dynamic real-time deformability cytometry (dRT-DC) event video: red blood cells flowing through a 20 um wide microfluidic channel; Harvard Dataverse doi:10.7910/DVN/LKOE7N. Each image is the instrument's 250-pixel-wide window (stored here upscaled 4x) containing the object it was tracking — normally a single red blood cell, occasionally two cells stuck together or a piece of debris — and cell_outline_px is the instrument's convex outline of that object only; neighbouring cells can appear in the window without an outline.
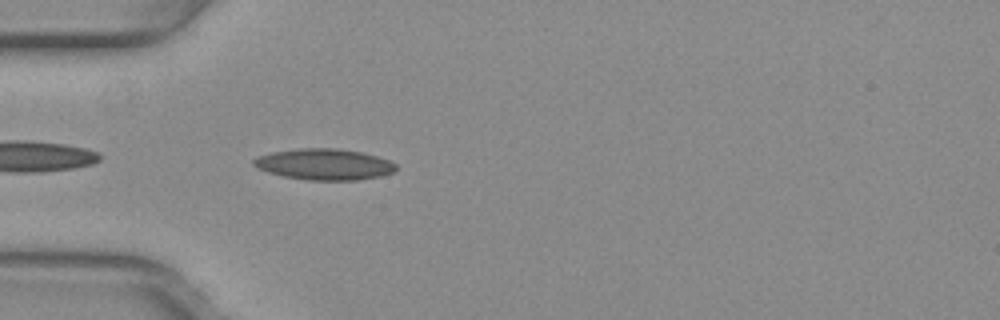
{"species": "common noctule bat (a hibernating species)", "species_latin": "Nyctalus noctula", "temperature_condition": "warm", "stored_images_in_passage": 37, "camera_frame_rate_fps": 3000, "um_per_image_px": 0.085, "animal": {"sex": "female", "body_mass_g": 29.2, "forearm_length_mm": 56.3}, "frame": {"image": 1, "passage_image": 2, "time_ms": 0.333, "image_size_px": [1000, 320], "cell_outline_px": [[396, 172], [380, 176], [356, 180], [308, 180], [284, 176], [268, 172], [256, 168], [252, 164], [252, 160], [256, 156], [272, 152], [300, 148], [336, 148], [360, 152], [376, 156], [388, 160], [396, 164]], "centroid_in_image_um": [27.54, 13.97], "position_along_channel_um": 57.5, "area_um2": 25.84}}
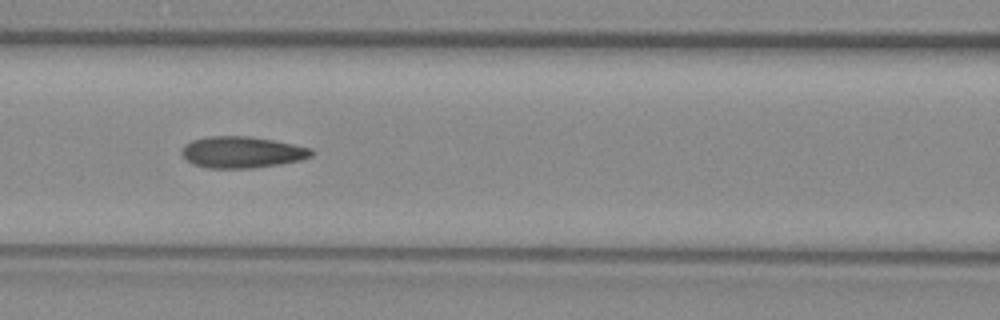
{"frame": {"image": 2, "passage_image": 9, "time_ms": 2.667, "image_size_px": [1000, 320], "cell_outline_px": [[316, 152], [312, 156], [300, 160], [280, 164], [252, 168], [208, 168], [192, 164], [180, 152], [184, 144], [192, 140], [212, 136], [244, 136], [272, 140], [312, 148]], "centroid_in_image_um": [20.57, 12.94], "position_along_channel_um": 146.0, "area_um2": 23.7}}
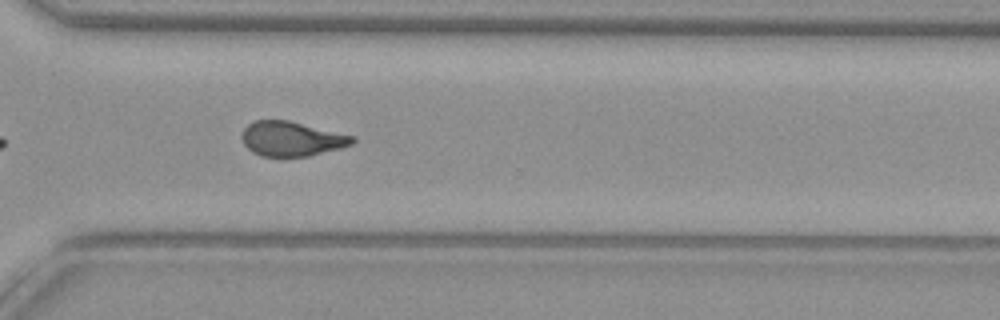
{"frame": {"image": 3, "passage_image": 24, "time_ms": 7.667, "image_size_px": [1000, 320], "cell_outline_px": [[356, 140], [352, 144], [340, 148], [308, 156], [260, 156], [252, 152], [244, 144], [240, 136], [244, 128], [252, 120], [288, 120], [356, 136]], "centroid_in_image_um": [24.77, 11.79], "position_along_channel_um": 345.8, "area_um2": 22.43}, "authors_computed_cell_mechanics": {"area_um2": 23.12, "velocity_mm_per_s": 4.0067, "shape_relaxation_time_tau1_ms": 10.7987, "shape_relaxation_time_tau2_ms": 1.8001, "deformation_change_tau1": 0.2567, "deformation_change_tau2": 0.0934}}